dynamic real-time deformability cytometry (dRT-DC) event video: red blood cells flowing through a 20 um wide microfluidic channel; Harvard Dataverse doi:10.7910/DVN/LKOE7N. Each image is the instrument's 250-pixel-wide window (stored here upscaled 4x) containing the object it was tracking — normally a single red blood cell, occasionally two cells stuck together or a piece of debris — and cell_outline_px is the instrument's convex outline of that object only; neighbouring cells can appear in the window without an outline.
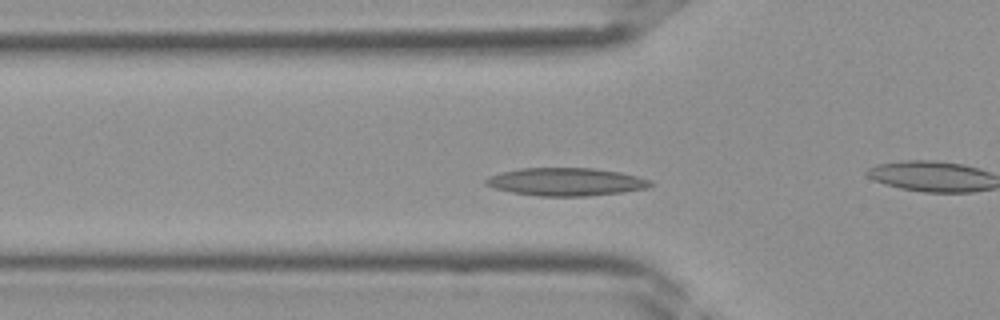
{"species": "Egyptian fruit bat (a non-hibernating species)", "species_latin": "Rousettus aegyptiacus", "temperature_condition": "room temperature", "stored_images_in_passage": 37, "camera_frame_rate_fps": 3000, "um_per_image_px": 0.085, "frame": {"image": 1, "passage_image": 10, "time_ms": 3.0, "image_size_px": [1000, 320], "cell_outline_px": [[652, 184], [648, 188], [620, 192], [588, 196], [540, 196], [512, 192], [496, 188], [484, 184], [484, 180], [488, 176], [500, 172], [520, 168], [592, 168], [620, 172], [652, 180]], "centroid_in_image_um": [48.09, 15.45], "position_along_channel_um": 77.7, "area_um2": 26.7}}
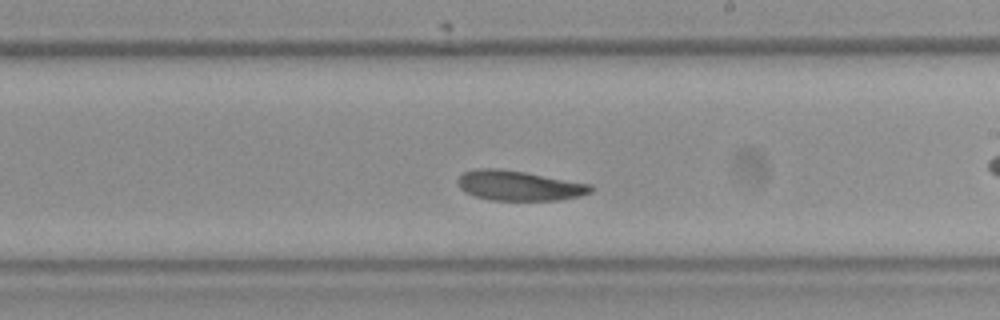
{"frame": {"image": 2, "passage_image": 20, "time_ms": 6.333, "image_size_px": [1000, 320], "cell_outline_px": [[596, 188], [592, 192], [580, 196], [560, 200], [488, 200], [476, 196], [460, 188], [456, 180], [464, 172], [476, 168], [500, 168], [524, 172], [592, 184]], "centroid_in_image_um": [44.15, 15.77], "position_along_channel_um": 244.8, "area_um2": 23.29}}
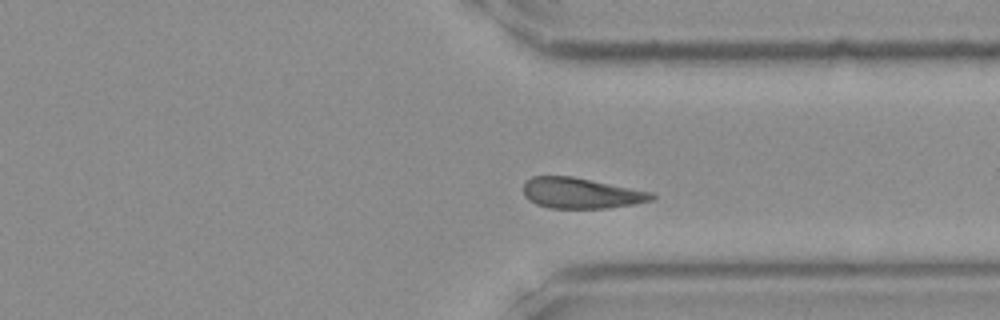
{"frame": {"image": 3, "passage_image": 27, "time_ms": 8.667, "image_size_px": [1000, 320], "cell_outline_px": [[656, 196], [652, 200], [632, 204], [608, 208], [548, 208], [536, 204], [528, 200], [524, 196], [524, 180], [532, 176], [572, 176], [652, 192]], "centroid_in_image_um": [49.34, 16.41], "position_along_channel_um": 362.1, "area_um2": 22.95}}